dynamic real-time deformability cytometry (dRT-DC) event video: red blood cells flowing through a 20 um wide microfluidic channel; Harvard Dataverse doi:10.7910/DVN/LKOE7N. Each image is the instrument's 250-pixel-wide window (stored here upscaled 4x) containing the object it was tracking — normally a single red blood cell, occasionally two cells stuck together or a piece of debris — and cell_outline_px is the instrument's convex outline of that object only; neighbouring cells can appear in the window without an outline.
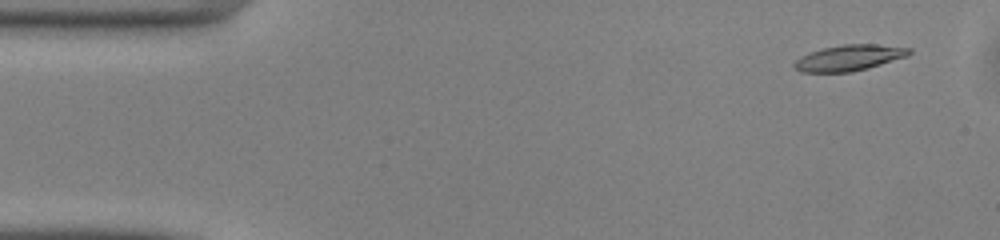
{"species": "common noctule bat (a hibernating species)", "species_latin": "Nyctalus noctula", "temperature_condition": "warm", "stored_images_in_passage": 49, "camera_frame_rate_fps": 3000, "um_per_image_px": 0.085, "animal": {"sex": "male", "body_mass_g": 13.0, "forearm_length_mm": 53.1}, "frame": {"image": 1, "passage_image": 3, "time_ms": 0.667, "image_size_px": [1000, 240], "cell_outline_px": [[912, 52], [908, 56], [868, 68], [852, 72], [800, 72], [792, 68], [792, 64], [800, 56], [824, 48], [844, 44], [876, 44], [912, 48]], "centroid_in_image_um": [72.18, 4.92], "position_along_channel_um": 12.8, "area_um2": 17.4}}
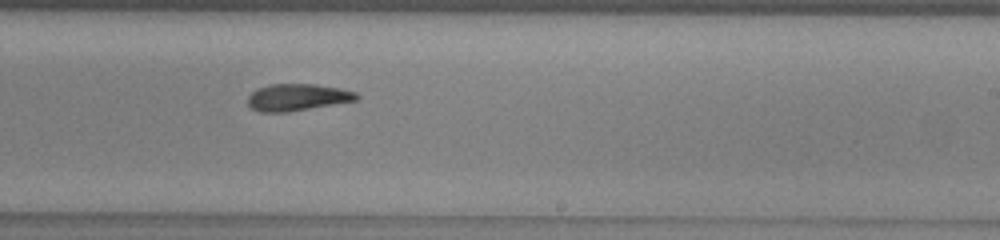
{"frame": {"image": 2, "passage_image": 29, "time_ms": 9.333, "image_size_px": [1000, 240], "cell_outline_px": [[360, 96], [356, 100], [288, 112], [260, 112], [252, 108], [248, 104], [248, 96], [256, 88], [268, 84], [316, 84], [340, 88], [356, 92]], "centroid_in_image_um": [25.25, 8.26], "position_along_channel_um": 263.7, "area_um2": 17.05}}
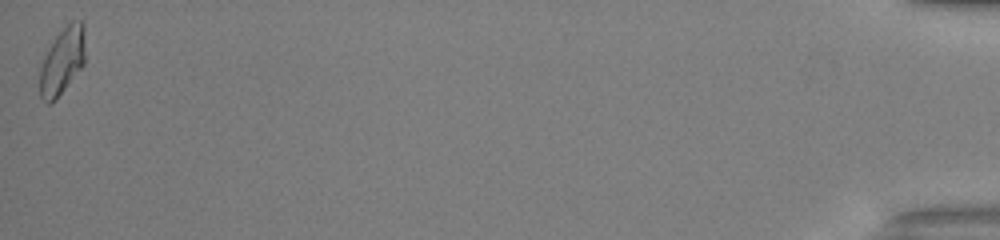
{"frame": {"image": 3, "passage_image": 49, "time_ms": 16.0, "image_size_px": [1000, 240], "cell_outline_px": [[84, 64], [56, 100], [52, 104], [44, 104], [40, 100], [40, 64], [48, 48], [56, 36], [72, 20], [84, 20]], "centroid_in_image_um": [5.27, 5.23], "position_along_channel_um": 429.9, "area_um2": 17.86}, "authors_computed_cell_mechanics": {"area_um2": 17.34, "velocity_mm_per_s": 4.1047, "shape_relaxation_time_tau1_ms": 3.4978, "shape_relaxation_time_tau2_ms": 6.5915, "deformation_change_tau1": 0.1657, "deformation_change_tau2": 0.1682}}